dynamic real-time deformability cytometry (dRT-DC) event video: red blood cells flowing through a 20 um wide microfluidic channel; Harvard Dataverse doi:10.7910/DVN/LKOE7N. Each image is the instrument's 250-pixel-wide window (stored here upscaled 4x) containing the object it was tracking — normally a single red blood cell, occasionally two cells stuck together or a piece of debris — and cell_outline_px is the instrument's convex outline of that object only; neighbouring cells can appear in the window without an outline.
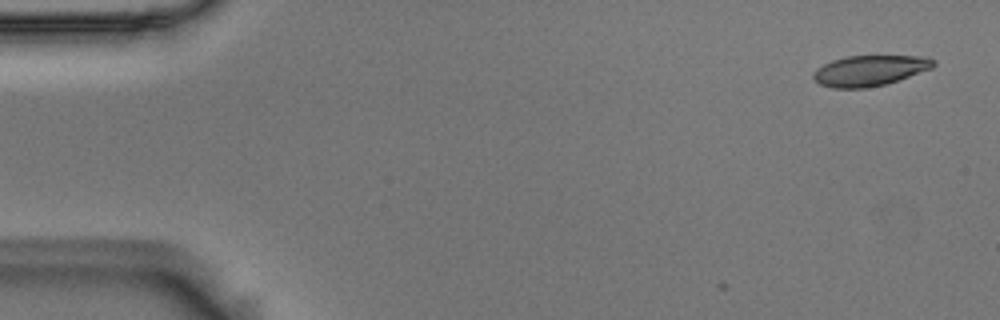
{"species": "Egyptian fruit bat (a non-hibernating species)", "species_latin": "Rousettus aegyptiacus", "temperature_condition": "room temperature", "stored_images_in_passage": 2, "camera_frame_rate_fps": 3000, "um_per_image_px": 0.085, "animal": {"sex": "male"}, "frame": {"image": 1, "passage_image": 2, "time_ms": 0.333, "image_size_px": [1000, 320], "cell_outline_px": [[936, 64], [932, 68], [884, 84], [864, 88], [832, 88], [820, 84], [812, 76], [812, 72], [816, 68], [832, 60], [844, 56], [928, 56], [936, 60]], "centroid_in_image_um": [73.91, 5.98], "position_along_channel_um": 11.1, "area_um2": 21.33}}